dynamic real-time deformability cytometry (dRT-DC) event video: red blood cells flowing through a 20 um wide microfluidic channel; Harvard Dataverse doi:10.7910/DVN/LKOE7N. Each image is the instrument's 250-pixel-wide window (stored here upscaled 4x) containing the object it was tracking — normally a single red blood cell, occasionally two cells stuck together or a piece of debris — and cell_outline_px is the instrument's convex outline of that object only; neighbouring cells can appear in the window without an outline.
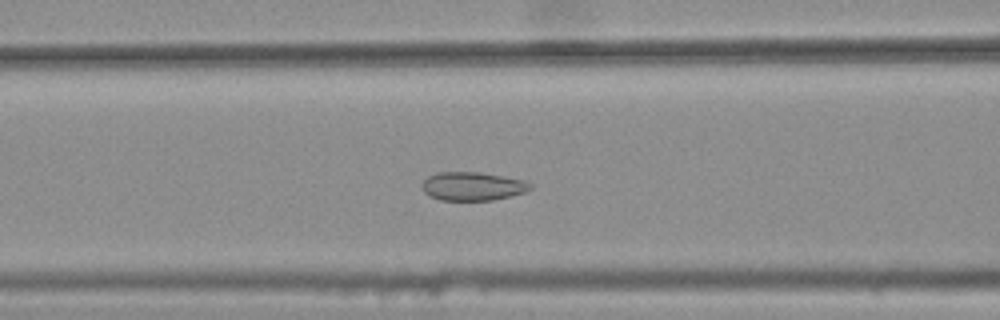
{"species": "common noctule bat (a hibernating species)", "species_latin": "Nyctalus noctula", "temperature_condition": "warm", "stored_images_in_passage": 45, "camera_frame_rate_fps": 3000, "um_per_image_px": 0.085, "animal": {"sex": "female", "body_mass_g": 25.1}, "frame": {"image": 1, "passage_image": 21, "time_ms": 6.667, "image_size_px": [1000, 320], "cell_outline_px": [[532, 188], [524, 192], [512, 196], [492, 200], [440, 200], [428, 196], [424, 192], [424, 180], [428, 176], [436, 172], [480, 172], [504, 176], [524, 180], [532, 184]], "centroid_in_image_um": [40.19, 15.83], "position_along_channel_um": 126.4, "area_um2": 18.03}}
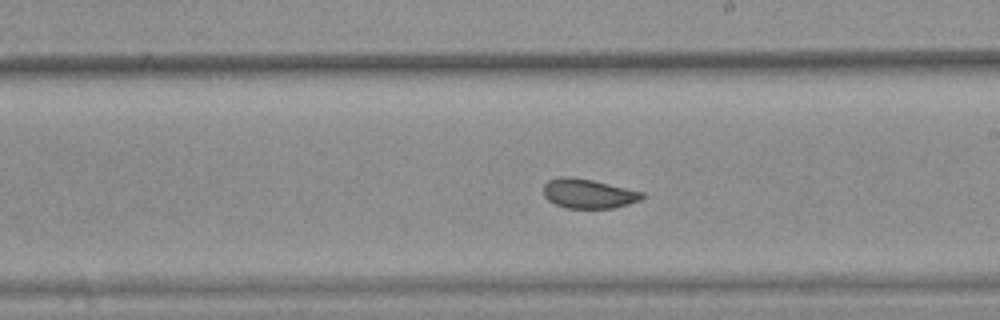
{"frame": {"image": 2, "passage_image": 30, "time_ms": 9.667, "image_size_px": [1000, 320], "cell_outline_px": [[644, 196], [640, 200], [628, 204], [612, 208], [568, 208], [556, 204], [548, 200], [544, 196], [544, 184], [548, 180], [560, 176], [568, 176], [592, 180], [644, 192]], "centroid_in_image_um": [50.0, 16.45], "position_along_channel_um": 239.0, "area_um2": 16.82}}
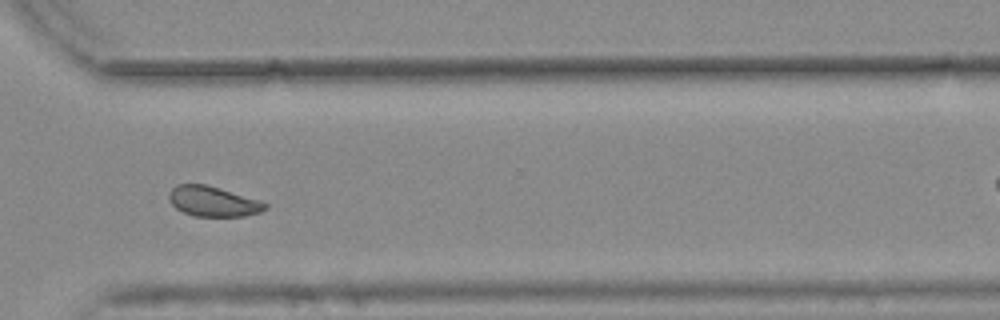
{"frame": {"image": 3, "passage_image": 39, "time_ms": 12.667, "image_size_px": [1000, 320], "cell_outline_px": [[268, 208], [260, 212], [244, 216], [192, 216], [176, 208], [168, 200], [168, 192], [176, 184], [204, 184], [256, 200], [268, 204]], "centroid_in_image_um": [18.04, 17.13], "position_along_channel_um": 352.6, "area_um2": 16.59}}